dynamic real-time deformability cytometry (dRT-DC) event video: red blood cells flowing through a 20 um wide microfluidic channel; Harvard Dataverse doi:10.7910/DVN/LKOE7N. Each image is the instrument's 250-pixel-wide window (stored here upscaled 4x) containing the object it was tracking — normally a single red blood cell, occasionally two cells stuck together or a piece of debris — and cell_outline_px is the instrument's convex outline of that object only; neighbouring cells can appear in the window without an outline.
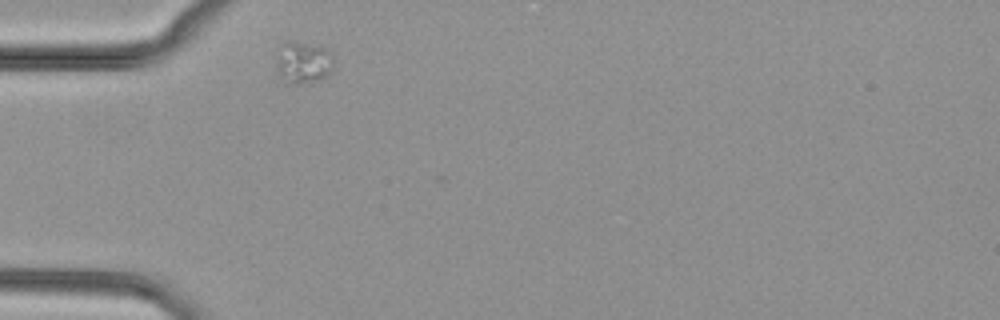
{"species": "common noctule bat (a hibernating species)", "species_latin": "Nyctalus noctula", "temperature_condition": "cold", "stored_images_in_passage": 16, "camera_frame_rate_fps": 3000, "um_per_image_px": 0.085, "animal": {"sex": "female", "body_mass_g": 29.2, "forearm_length_mm": 56.3}, "frame": {"image": 1, "passage_image": 1, "time_ms": 0.0, "image_size_px": [1000, 320], "cell_outline_px": [[332, 68], [328, 76], [288, 84], [284, 84], [276, 72], [276, 48], [280, 44], [316, 44], [324, 48], [332, 56]], "centroid_in_image_um": [25.69, 5.32], "position_along_channel_um": 59.3, "area_um2": 13.7}}